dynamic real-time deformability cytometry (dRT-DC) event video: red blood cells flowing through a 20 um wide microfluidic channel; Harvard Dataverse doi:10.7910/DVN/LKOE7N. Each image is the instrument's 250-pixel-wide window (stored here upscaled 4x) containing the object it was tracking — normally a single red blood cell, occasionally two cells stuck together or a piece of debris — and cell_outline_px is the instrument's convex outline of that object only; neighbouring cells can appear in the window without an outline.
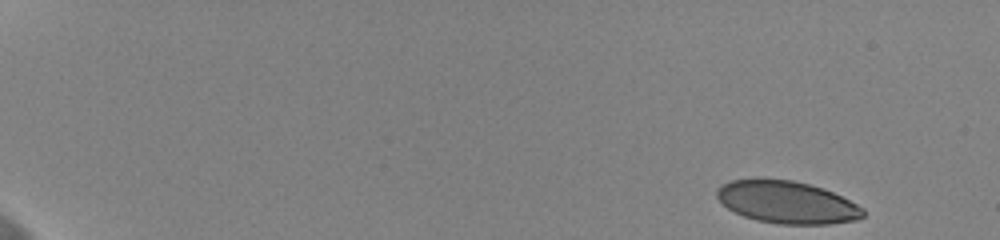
{"species": "human", "species_latin": "Homo sapiens", "temperature_condition": "cold", "stored_images_in_passage": 54, "camera_frame_rate_fps": 3000, "um_per_image_px": 0.085, "donor": {"sex": "female"}, "frame": {"image": 1, "passage_image": 1, "time_ms": 0.0, "image_size_px": [1000, 240], "cell_outline_px": [[864, 216], [856, 220], [828, 224], [780, 224], [756, 220], [744, 216], [728, 208], [716, 196], [716, 188], [732, 180], [756, 176], [792, 180], [824, 188], [864, 208]], "centroid_in_image_um": [66.86, 17.16], "position_along_channel_um": 18.1, "area_um2": 36.41}}
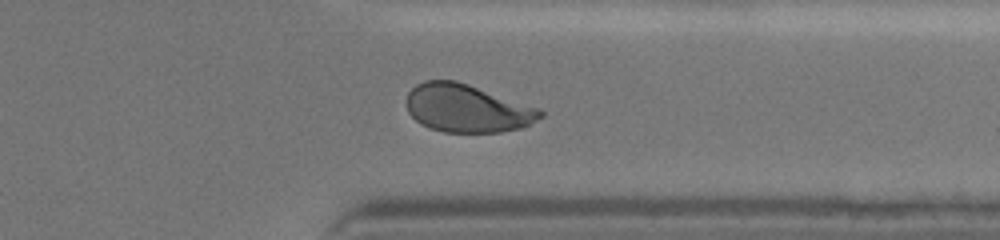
{"frame": {"image": 2, "passage_image": 44, "time_ms": 14.333, "image_size_px": [1000, 240], "cell_outline_px": [[544, 116], [520, 128], [500, 132], [444, 132], [428, 128], [420, 124], [408, 112], [404, 104], [404, 100], [408, 92], [416, 84], [424, 80], [456, 80], [540, 108], [544, 112]], "centroid_in_image_um": [39.65, 9.2], "position_along_channel_um": 371.7, "area_um2": 37.69}}
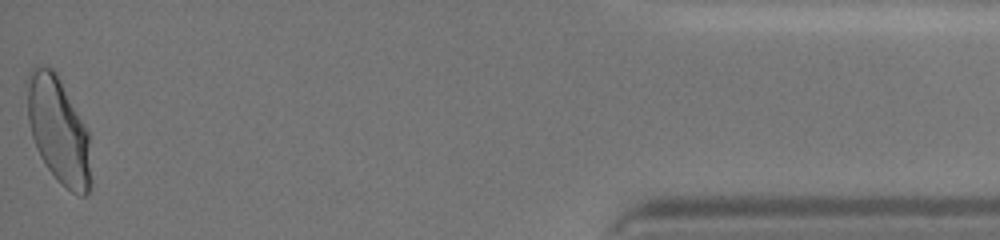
{"frame": {"image": 3, "passage_image": 54, "time_ms": 17.667, "image_size_px": [1000, 240], "cell_outline_px": [[88, 192], [84, 196], [80, 196], [72, 192], [56, 180], [40, 156], [36, 148], [32, 136], [28, 120], [24, 84], [28, 72], [36, 64], [52, 68], [56, 72], [88, 132]], "centroid_in_image_um": [4.87, 10.98], "position_along_channel_um": 430.3, "area_um2": 39.13}, "authors_computed_cell_mechanics": {"area_um2": 38.148, "velocity_mm_per_s": 3.6356, "shape_relaxation_time_tau1_ms": 6.8712, "shape_relaxation_time_tau2_ms": null, "deformation_change_tau1": 0.1861, "deformation_change_tau2": null}}